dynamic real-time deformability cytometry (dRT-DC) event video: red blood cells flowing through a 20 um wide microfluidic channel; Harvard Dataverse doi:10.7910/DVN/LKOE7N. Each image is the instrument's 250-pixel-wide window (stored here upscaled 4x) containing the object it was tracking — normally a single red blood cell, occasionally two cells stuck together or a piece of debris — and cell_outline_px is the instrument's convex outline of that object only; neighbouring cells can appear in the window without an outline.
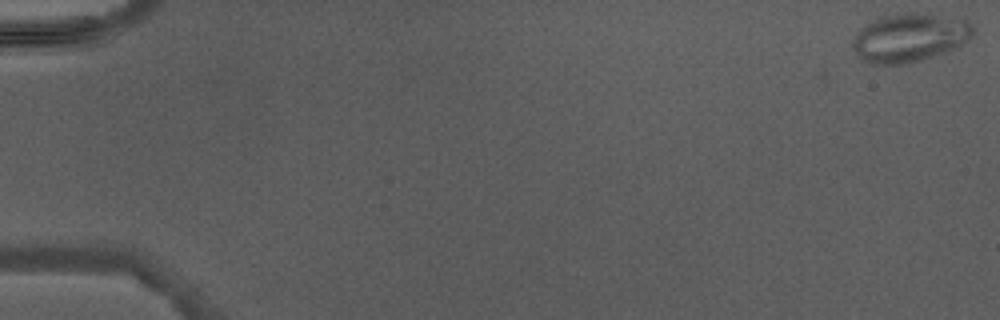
{"species": "Egyptian fruit bat (a non-hibernating species)", "species_latin": "Rousettus aegyptiacus", "temperature_condition": "warm", "stored_images_in_passage": 5, "camera_frame_rate_fps": 3000, "um_per_image_px": 0.085, "animal": {"sex": "male"}, "frame": {"image": 1, "passage_image": 1, "time_ms": 0.0, "image_size_px": [1000, 320], "cell_outline_px": [[976, 32], [968, 40], [944, 52], [908, 64], [872, 64], [864, 60], [852, 48], [852, 40], [860, 28], [876, 20], [888, 16], [904, 12], [908, 12], [964, 20], [972, 24]], "centroid_in_image_um": [77.3, 3.22], "position_along_channel_um": 7.7, "area_um2": 33.23}}